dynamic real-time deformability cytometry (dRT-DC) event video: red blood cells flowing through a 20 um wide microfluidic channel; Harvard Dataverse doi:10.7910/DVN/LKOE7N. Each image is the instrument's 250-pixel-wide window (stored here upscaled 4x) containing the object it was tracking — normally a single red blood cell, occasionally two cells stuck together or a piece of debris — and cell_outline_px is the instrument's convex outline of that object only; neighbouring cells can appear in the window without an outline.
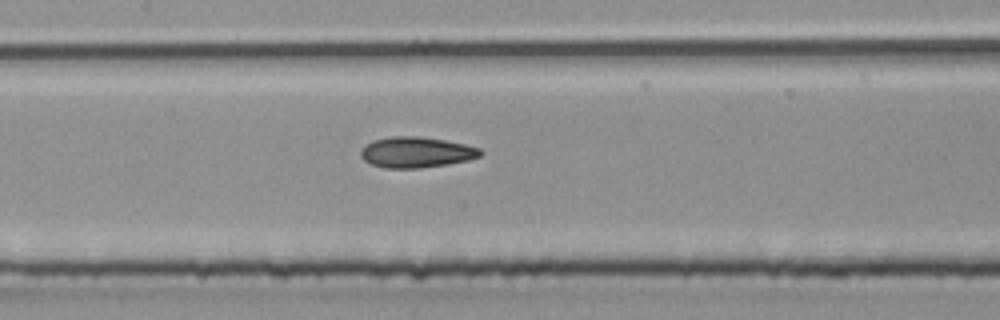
{"species": "common noctule bat (a hibernating species)", "species_latin": "Nyctalus noctula", "temperature_condition": "room temperature", "stored_images_in_passage": 9, "camera_frame_rate_fps": 3000, "um_per_image_px": 0.085, "animal": {"sex": "male", "body_mass_g": 20.4}, "frame": {"image": 1, "passage_image": 8, "time_ms": 2.333, "image_size_px": [1000, 320], "cell_outline_px": [[484, 152], [480, 156], [468, 160], [448, 164], [420, 168], [384, 168], [372, 164], [364, 160], [360, 156], [360, 152], [372, 140], [392, 136], [416, 136], [444, 140], [464, 144], [480, 148]], "centroid_in_image_um": [35.4, 12.94], "position_along_channel_um": 172.0, "area_um2": 21.33}}